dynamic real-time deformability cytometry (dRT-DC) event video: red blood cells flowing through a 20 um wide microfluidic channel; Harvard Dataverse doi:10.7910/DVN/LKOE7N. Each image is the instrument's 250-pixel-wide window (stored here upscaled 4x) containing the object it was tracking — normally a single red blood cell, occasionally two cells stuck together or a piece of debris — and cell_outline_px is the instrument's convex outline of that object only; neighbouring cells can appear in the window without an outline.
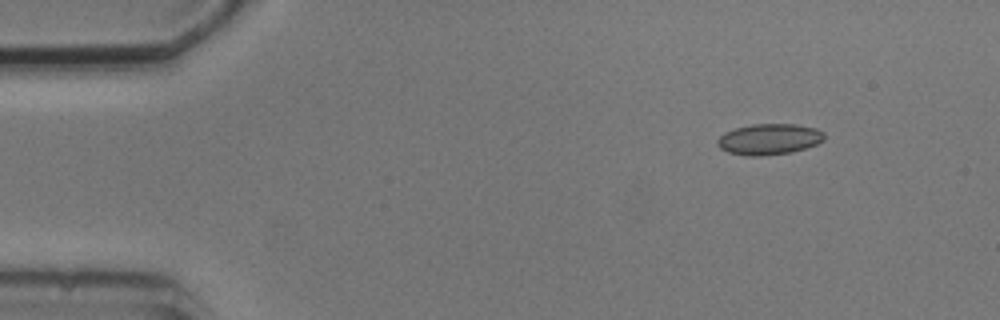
{"species": "common noctule bat (a hibernating species)", "species_latin": "Nyctalus noctula", "temperature_condition": "cold", "stored_images_in_passage": 5, "camera_frame_rate_fps": 3000, "um_per_image_px": 0.085, "animal": {"sex": "male", "body_mass_g": 20.5, "forearm_length_mm": 52.5}, "frame": {"image": 1, "passage_image": 2, "time_ms": 1.333, "image_size_px": [1000, 320], "cell_outline_px": [[824, 140], [816, 144], [792, 152], [760, 156], [748, 156], [728, 152], [720, 148], [716, 144], [716, 140], [724, 132], [736, 128], [752, 124], [796, 124], [816, 128], [824, 132]], "centroid_in_image_um": [65.36, 11.83], "position_along_channel_um": 19.6, "area_um2": 19.31}}
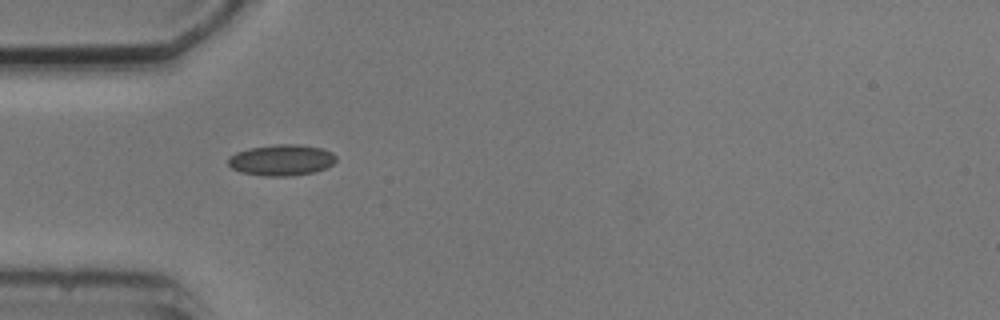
{"frame": {"image": 2, "passage_image": 5, "time_ms": 4.667, "image_size_px": [1000, 320], "cell_outline_px": [[336, 160], [332, 164], [324, 168], [312, 172], [292, 176], [264, 176], [240, 172], [232, 168], [228, 164], [228, 156], [236, 152], [248, 148], [276, 144], [296, 144], [320, 148], [332, 152], [336, 156]], "centroid_in_image_um": [23.89, 13.6], "position_along_channel_um": 61.1, "area_um2": 19.54}}